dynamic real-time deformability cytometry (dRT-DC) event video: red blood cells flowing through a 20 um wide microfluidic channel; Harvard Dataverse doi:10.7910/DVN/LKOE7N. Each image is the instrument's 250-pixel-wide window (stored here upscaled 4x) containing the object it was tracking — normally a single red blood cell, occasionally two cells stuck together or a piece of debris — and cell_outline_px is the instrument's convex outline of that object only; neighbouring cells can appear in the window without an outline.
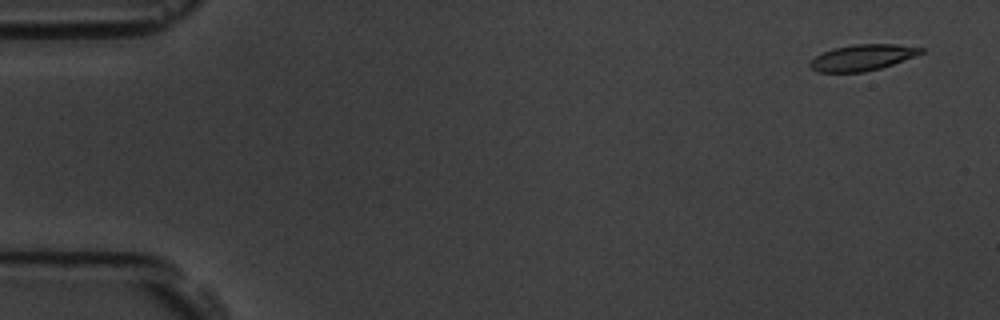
{"species": "common noctule bat (a hibernating species)", "species_latin": "Nyctalus noctula", "temperature_condition": "room temperature", "stored_images_in_passage": 5, "camera_frame_rate_fps": 3000, "um_per_image_px": 0.085, "animal": {"sex": "male", "body_mass_g": 19.5, "forearm_length_mm": 54.6}, "frame": {"image": 1, "passage_image": 1, "time_ms": 0.0, "image_size_px": [1000, 320], "cell_outline_px": [[924, 52], [892, 64], [880, 68], [864, 72], [816, 72], [808, 64], [816, 56], [832, 48], [856, 44], [896, 44], [924, 48]], "centroid_in_image_um": [73.28, 4.89], "position_along_channel_um": 11.7, "area_um2": 16.65}}
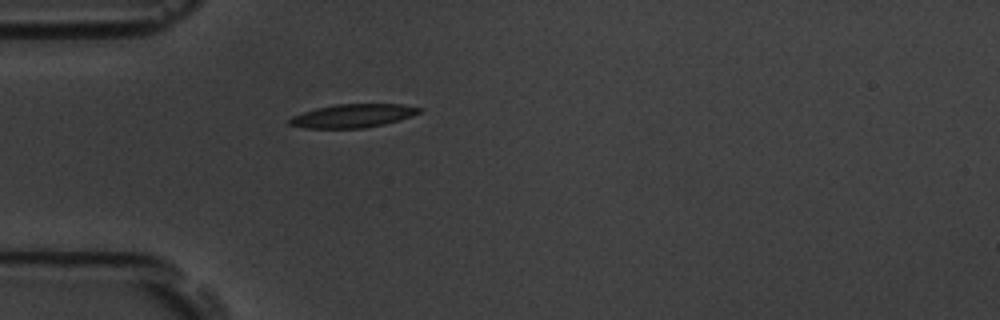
{"frame": {"image": 2, "passage_image": 5, "time_ms": 4.667, "image_size_px": [1000, 320], "cell_outline_px": [[424, 108], [420, 112], [400, 120], [384, 124], [364, 128], [304, 128], [288, 124], [288, 120], [292, 116], [316, 108], [336, 104], [400, 104]], "centroid_in_image_um": [29.99, 9.84], "position_along_channel_um": 55.0, "area_um2": 17.69}}